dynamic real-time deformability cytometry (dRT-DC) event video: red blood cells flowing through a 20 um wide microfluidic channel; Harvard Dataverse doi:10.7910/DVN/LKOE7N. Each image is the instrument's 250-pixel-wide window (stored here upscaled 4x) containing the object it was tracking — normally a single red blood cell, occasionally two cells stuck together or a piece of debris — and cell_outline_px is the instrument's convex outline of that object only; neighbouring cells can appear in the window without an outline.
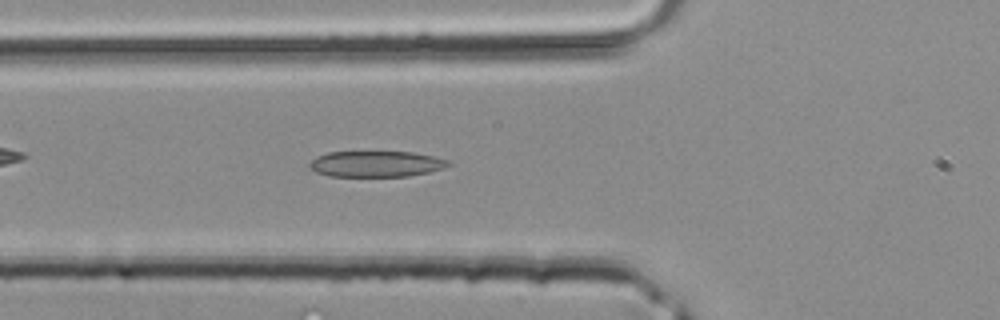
{"species": "common noctule bat (a hibernating species)", "species_latin": "Nyctalus noctula", "temperature_condition": "room temperature", "stored_images_in_passage": 28, "camera_frame_rate_fps": 3000, "um_per_image_px": 0.085, "animal": {"sex": "male", "body_mass_g": 20.4}, "frame": {"image": 1, "passage_image": 4, "time_ms": 1.0, "image_size_px": [1000, 320], "cell_outline_px": [[452, 164], [444, 168], [428, 172], [408, 176], [328, 176], [316, 172], [308, 164], [316, 156], [328, 152], [412, 152], [432, 156], [448, 160]], "centroid_in_image_um": [31.97, 13.93], "position_along_channel_um": 93.8, "area_um2": 20.87}}
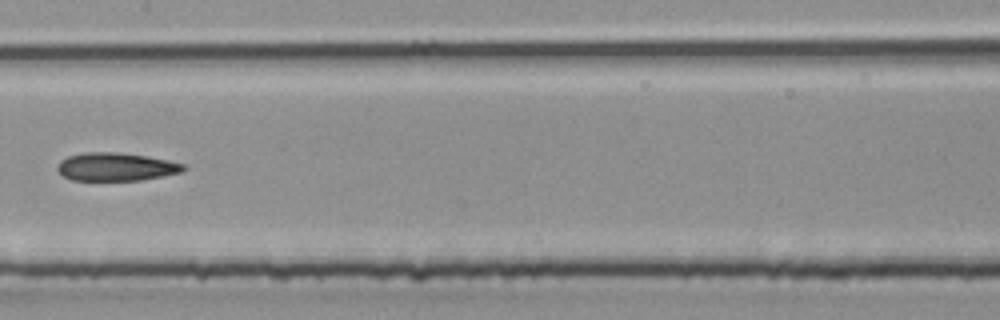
{"frame": {"image": 2, "passage_image": 10, "time_ms": 3.0, "image_size_px": [1000, 320], "cell_outline_px": [[188, 168], [180, 172], [164, 176], [140, 180], [72, 180], [64, 176], [56, 168], [56, 164], [60, 160], [68, 156], [84, 152], [120, 152], [168, 160], [184, 164]], "centroid_in_image_um": [9.84, 14.17], "position_along_channel_um": 197.6, "area_um2": 20.69}}
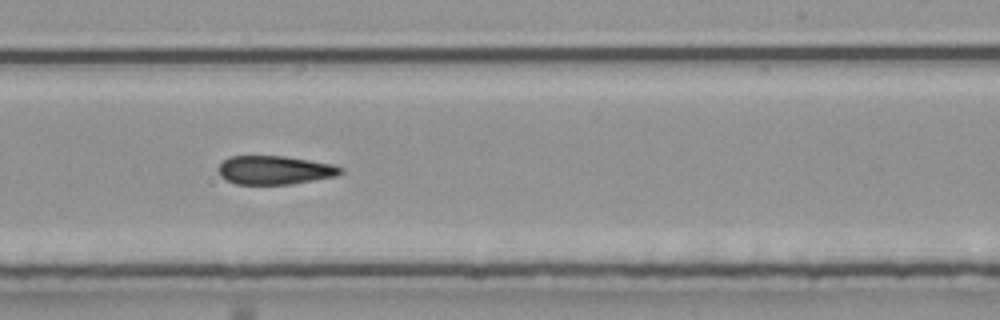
{"frame": {"image": 3, "passage_image": 14, "time_ms": 4.333, "image_size_px": [1000, 320], "cell_outline_px": [[344, 172], [336, 176], [292, 184], [236, 184], [220, 176], [220, 164], [228, 156], [284, 156], [332, 164], [344, 168]], "centroid_in_image_um": [23.38, 14.46], "position_along_channel_um": 265.6, "area_um2": 20.29}}